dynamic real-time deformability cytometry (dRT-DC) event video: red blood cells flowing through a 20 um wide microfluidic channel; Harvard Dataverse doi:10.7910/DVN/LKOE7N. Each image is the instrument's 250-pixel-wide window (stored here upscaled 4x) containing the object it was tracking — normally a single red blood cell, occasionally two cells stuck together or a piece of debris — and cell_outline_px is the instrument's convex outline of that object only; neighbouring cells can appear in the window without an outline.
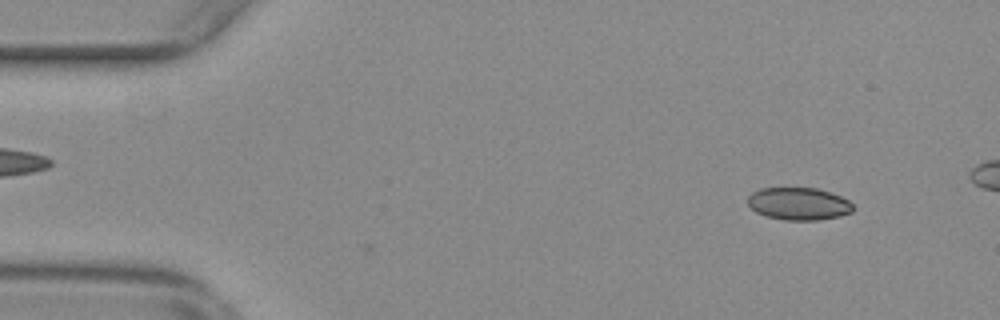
{"species": "common noctule bat (a hibernating species)", "species_latin": "Nyctalus noctula", "temperature_condition": "warm", "stored_images_in_passage": 2, "camera_frame_rate_fps": 3000, "um_per_image_px": 0.085, "animal": {"sex": "female", "body_mass_g": 29.2, "forearm_length_mm": 56.3}, "frame": {"image": 1, "passage_image": 2, "time_ms": 0.333, "image_size_px": [1000, 320], "cell_outline_px": [[852, 212], [840, 216], [820, 220], [784, 220], [768, 216], [756, 212], [748, 204], [748, 196], [752, 192], [760, 188], [816, 188], [840, 196], [848, 200], [852, 204]], "centroid_in_image_um": [67.88, 17.32], "position_along_channel_um": 17.1, "area_um2": 19.83}}